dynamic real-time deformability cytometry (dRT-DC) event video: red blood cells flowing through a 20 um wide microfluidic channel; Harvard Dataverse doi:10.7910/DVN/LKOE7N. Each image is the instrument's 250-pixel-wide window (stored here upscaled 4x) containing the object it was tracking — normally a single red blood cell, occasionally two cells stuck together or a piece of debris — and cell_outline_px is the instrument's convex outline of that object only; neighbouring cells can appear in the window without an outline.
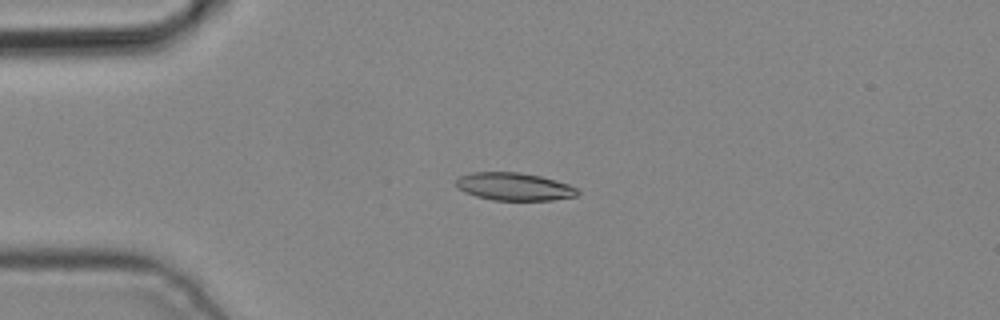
{"species": "common noctule bat (a hibernating species)", "species_latin": "Nyctalus noctula", "temperature_condition": "cold", "stored_images_in_passage": 5, "camera_frame_rate_fps": 3000, "um_per_image_px": 0.085, "animal": {"sex": "male", "body_mass_g": 19.2, "forearm_length_mm": 51.8}, "frame": {"image": 1, "passage_image": 3, "time_ms": 0.667, "image_size_px": [1000, 320], "cell_outline_px": [[580, 192], [576, 196], [552, 200], [492, 200], [476, 196], [464, 192], [456, 184], [456, 180], [460, 176], [472, 172], [516, 172], [540, 176], [568, 184], [576, 188]], "centroid_in_image_um": [43.7, 15.86], "position_along_channel_um": 41.3, "area_um2": 19.48}}
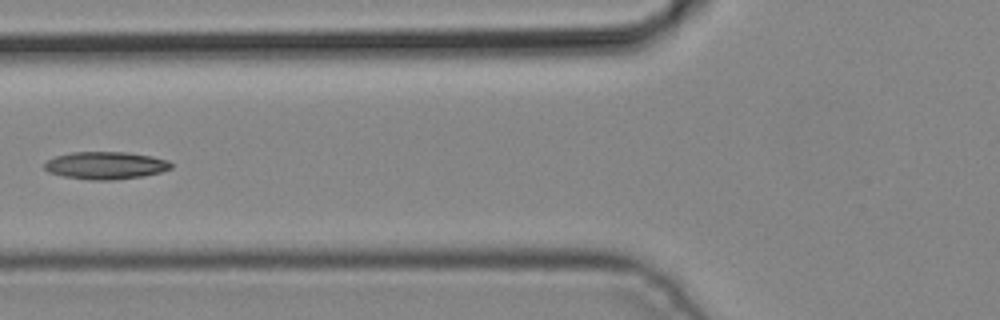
{"frame": {"image": 2, "passage_image": 5, "time_ms": 1.333, "image_size_px": [1000, 320], "cell_outline_px": [[172, 168], [160, 172], [144, 176], [112, 180], [92, 180], [64, 176], [48, 172], [44, 168], [44, 164], [48, 160], [56, 156], [72, 152], [124, 152], [152, 156], [168, 160], [172, 164]], "centroid_in_image_um": [8.99, 14.06], "position_along_channel_um": 116.8, "area_um2": 20.23}}